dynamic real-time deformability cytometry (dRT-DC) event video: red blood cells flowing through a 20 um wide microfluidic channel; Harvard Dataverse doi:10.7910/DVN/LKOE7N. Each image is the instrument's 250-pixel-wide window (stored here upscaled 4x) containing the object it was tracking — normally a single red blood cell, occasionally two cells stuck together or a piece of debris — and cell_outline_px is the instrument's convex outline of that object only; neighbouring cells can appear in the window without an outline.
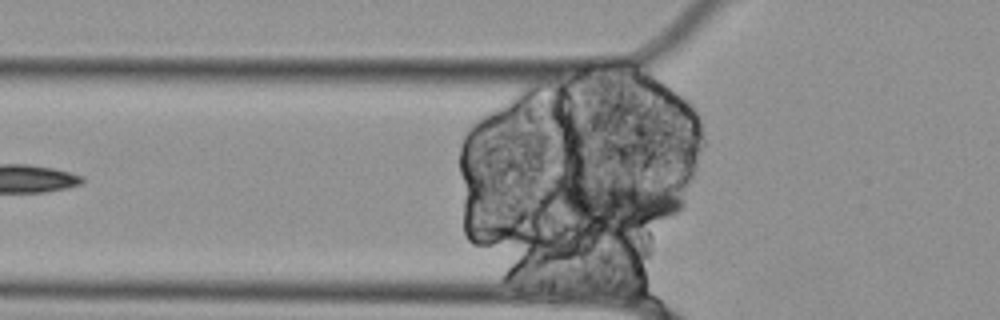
{"species": "Egyptian fruit bat (a non-hibernating species)", "species_latin": "Rousettus aegyptiacus", "temperature_condition": "cold", "stored_images_in_passage": 56, "camera_frame_rate_fps": 3000, "um_per_image_px": 0.085, "animal": {"sex": "female"}, "frame": {"image": 1, "passage_image": 17, "time_ms": 5.333, "image_size_px": [1000, 320], "cell_outline_px": [[684, 208], [680, 212], [668, 216], [640, 224], [624, 228], [572, 228], [552, 208], [556, 200], [568, 184], [576, 184], [644, 188], [680, 196], [684, 200]], "centroid_in_image_um": [52.18, 17.51], "position_along_channel_um": 73.6, "area_um2": 32.19}}
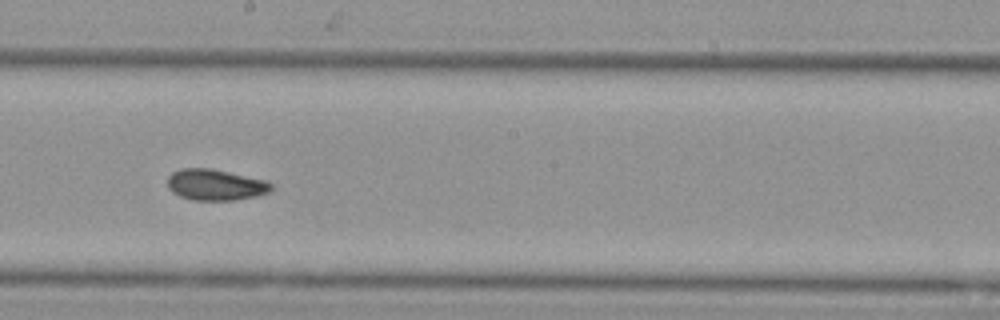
{"frame": {"image": 2, "passage_image": 30, "time_ms": 9.667, "image_size_px": [1000, 320], "cell_outline_px": [[272, 188], [268, 192], [256, 196], [236, 200], [192, 200], [180, 196], [172, 192], [168, 188], [168, 176], [172, 172], [180, 168], [208, 168], [228, 172], [264, 180], [272, 184]], "centroid_in_image_um": [18.27, 15.71], "position_along_channel_um": 229.9, "area_um2": 18.67}}
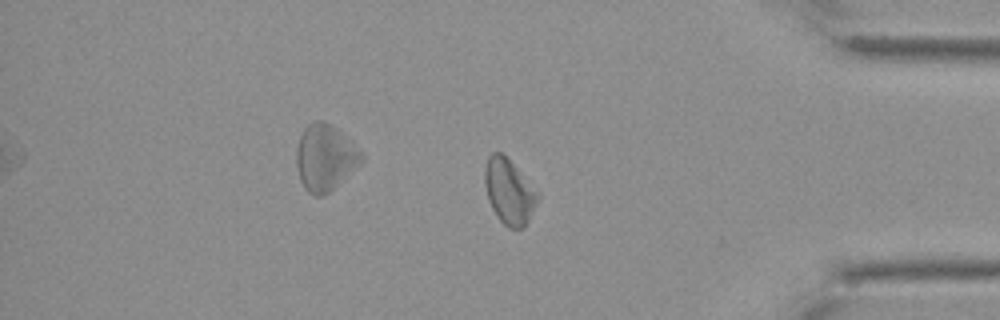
{"frame": {"image": 3, "passage_image": 46, "time_ms": 15.0, "image_size_px": [1000, 320], "cell_outline_px": [[540, 200], [524, 228], [508, 228], [496, 216], [488, 200], [484, 184], [484, 168], [488, 156], [492, 152], [500, 152], [516, 168], [540, 196]], "centroid_in_image_um": [43.25, 16.32], "position_along_channel_um": 391.9, "area_um2": 19.94}}